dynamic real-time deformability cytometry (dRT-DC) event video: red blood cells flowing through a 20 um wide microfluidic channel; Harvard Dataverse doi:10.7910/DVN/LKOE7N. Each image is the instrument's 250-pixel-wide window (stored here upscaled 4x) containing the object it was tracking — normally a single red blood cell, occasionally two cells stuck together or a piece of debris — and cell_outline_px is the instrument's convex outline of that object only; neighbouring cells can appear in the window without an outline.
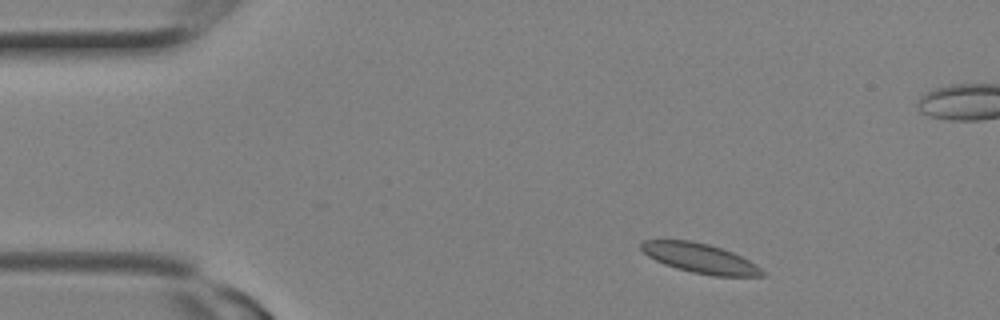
{"species": "Egyptian fruit bat (a non-hibernating species)", "species_latin": "Rousettus aegyptiacus", "temperature_condition": "room temperature", "stored_images_in_passage": 8, "camera_frame_rate_fps": 3000, "um_per_image_px": 0.085, "animal": {"sex": "female"}, "frame": {"image": 1, "passage_image": 3, "time_ms": 0.667, "image_size_px": [1000, 320], "cell_outline_px": [[764, 276], [712, 276], [692, 272], [676, 268], [664, 264], [648, 256], [640, 248], [640, 244], [644, 240], [692, 240], [708, 244], [732, 252], [756, 264], [764, 272]], "centroid_in_image_um": [59.49, 21.95], "position_along_channel_um": 25.5, "area_um2": 20.75}}
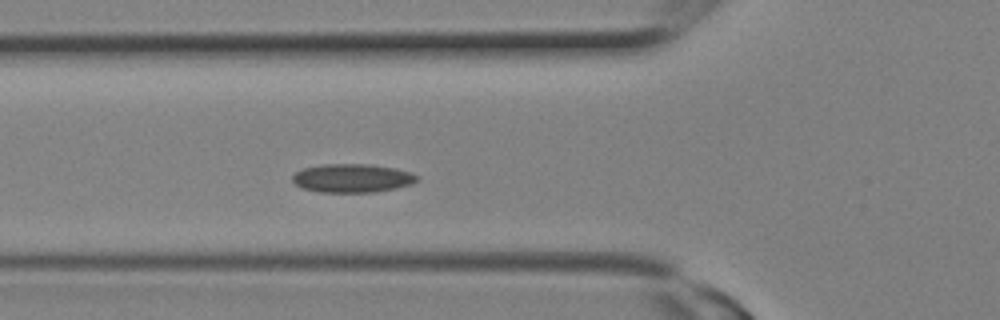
{"frame": {"image": 2, "passage_image": 8, "time_ms": 2.333, "image_size_px": [1000, 320], "cell_outline_px": [[420, 180], [412, 184], [396, 188], [372, 192], [320, 192], [304, 188], [296, 184], [292, 180], [292, 176], [296, 172], [304, 168], [324, 164], [368, 164], [392, 168], [412, 172], [420, 176]], "centroid_in_image_um": [29.99, 15.14], "position_along_channel_um": 95.8, "area_um2": 20.69}}